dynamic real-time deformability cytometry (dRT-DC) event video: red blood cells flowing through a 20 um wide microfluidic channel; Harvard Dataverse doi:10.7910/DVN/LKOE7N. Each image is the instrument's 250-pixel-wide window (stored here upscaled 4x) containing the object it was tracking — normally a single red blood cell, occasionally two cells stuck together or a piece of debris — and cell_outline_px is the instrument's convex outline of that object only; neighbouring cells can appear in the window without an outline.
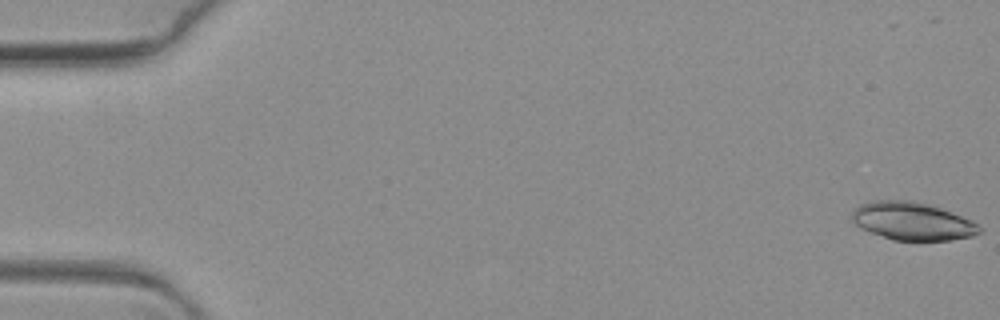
{"species": "common noctule bat (a hibernating species)", "species_latin": "Nyctalus noctula", "temperature_condition": "warm", "stored_images_in_passage": 6, "camera_frame_rate_fps": 3000, "um_per_image_px": 0.085, "animal": {"sex": "female", "body_mass_g": 19.3, "forearm_length_mm": 54.1}, "frame": {"image": 1, "passage_image": 1, "time_ms": 0.0, "image_size_px": [1000, 320], "cell_outline_px": [[984, 228], [980, 232], [972, 236], [952, 240], [892, 240], [860, 228], [848, 216], [860, 204], [880, 200], [904, 200], [928, 204], [952, 212], [972, 220], [980, 224]], "centroid_in_image_um": [77.57, 18.81], "position_along_channel_um": 7.4, "area_um2": 28.21}}
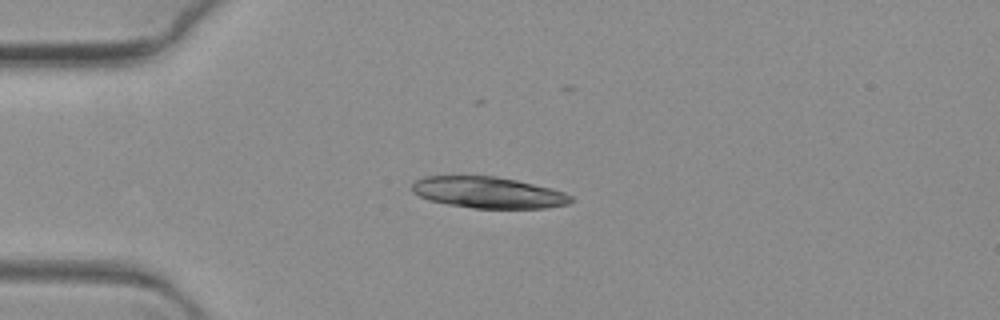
{"frame": {"image": 2, "passage_image": 5, "time_ms": 1.333, "image_size_px": [1000, 320], "cell_outline_px": [[576, 200], [568, 204], [548, 208], [472, 208], [448, 204], [428, 200], [412, 192], [412, 184], [416, 180], [424, 176], [496, 176], [516, 180], [564, 192], [572, 196]], "centroid_in_image_um": [41.5, 16.37], "position_along_channel_um": 43.5, "area_um2": 28.96}}